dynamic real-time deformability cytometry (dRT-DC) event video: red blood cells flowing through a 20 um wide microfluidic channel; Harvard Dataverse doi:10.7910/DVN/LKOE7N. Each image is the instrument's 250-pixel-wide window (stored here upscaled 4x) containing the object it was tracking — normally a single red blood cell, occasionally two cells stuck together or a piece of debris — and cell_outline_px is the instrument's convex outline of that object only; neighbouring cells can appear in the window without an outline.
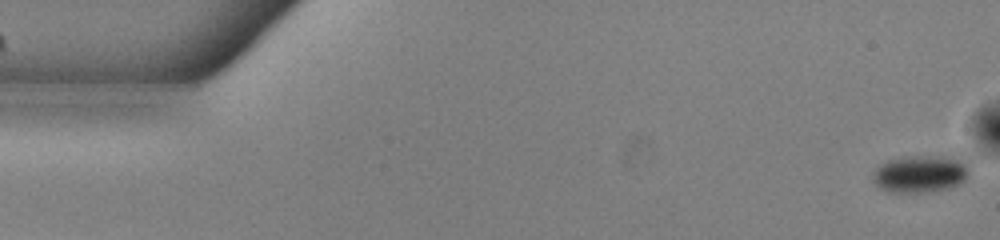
{"species": "common noctule bat (a hibernating species)", "species_latin": "Nyctalus noctula", "temperature_condition": "warm", "stored_images_in_passage": 53, "camera_frame_rate_fps": 3000, "um_per_image_px": 0.085, "animal": {"sex": "male", "body_mass_g": 13.0, "forearm_length_mm": 53.1}, "frame": {"image": 1, "passage_image": 1, "time_ms": 0.0, "image_size_px": [1000, 240], "cell_outline_px": [[968, 172], [964, 180], [948, 188], [928, 192], [888, 192], [880, 188], [872, 180], [872, 172], [880, 164], [888, 160], [908, 156], [952, 156], [964, 160], [968, 164]], "centroid_in_image_um": [78.2, 14.76], "position_along_channel_um": 6.8, "area_um2": 21.04}}
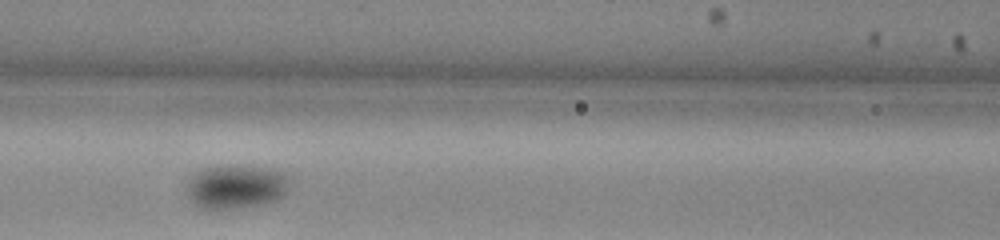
{"frame": {"image": 2, "passage_image": 23, "time_ms": 7.333, "image_size_px": [1000, 240], "cell_outline_px": [[284, 192], [276, 200], [264, 204], [224, 212], [204, 208], [196, 204], [188, 196], [188, 184], [192, 176], [204, 168], [264, 168], [280, 172], [284, 176]], "centroid_in_image_um": [19.98, 15.97], "position_along_channel_um": 146.6, "area_um2": 25.14}}
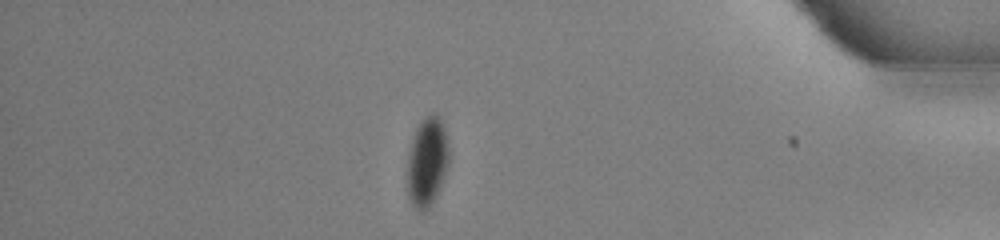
{"frame": {"image": 3, "passage_image": 46, "time_ms": 15.0, "image_size_px": [1000, 240], "cell_outline_px": [[448, 164], [440, 188], [436, 196], [428, 208], [424, 212], [420, 212], [412, 204], [408, 196], [408, 156], [412, 136], [416, 128], [424, 116], [432, 112], [440, 116], [444, 128], [448, 148]], "centroid_in_image_um": [36.3, 13.73], "position_along_channel_um": 398.9, "area_um2": 21.62}, "authors_computed_cell_mechanics": {"area_um2": 22.1952, "velocity_mm_per_s": 3.8378, "shape_relaxation_time_tau1_ms": 3.9871, "shape_relaxation_time_tau2_ms": 1.9756, "deformation_change_tau1": 0.0517, "deformation_change_tau2": 0.014}}